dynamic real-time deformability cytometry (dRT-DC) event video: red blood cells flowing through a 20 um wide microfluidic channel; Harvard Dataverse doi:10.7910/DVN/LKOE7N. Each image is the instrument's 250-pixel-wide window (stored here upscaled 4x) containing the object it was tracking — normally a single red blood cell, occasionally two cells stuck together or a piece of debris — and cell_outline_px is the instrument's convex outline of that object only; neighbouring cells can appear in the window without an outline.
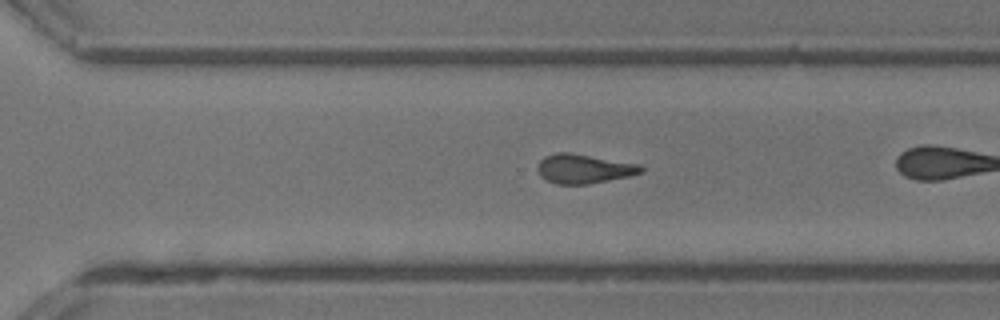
{"species": "common noctule bat (a hibernating species)", "species_latin": "Nyctalus noctula", "temperature_condition": "room temperature", "stored_images_in_passage": 31, "camera_frame_rate_fps": 3000, "um_per_image_px": 0.085, "animal": {"sex": "male", "body_mass_g": 13.3}, "frame": {"image": 1, "passage_image": 27, "time_ms": 8.667, "image_size_px": [1000, 320], "cell_outline_px": [[644, 172], [632, 176], [588, 184], [556, 184], [540, 176], [536, 168], [540, 160], [544, 156], [556, 152], [568, 152], [640, 164], [644, 168]], "centroid_in_image_um": [49.64, 14.34], "position_along_channel_um": 321.0, "area_um2": 17.8}}